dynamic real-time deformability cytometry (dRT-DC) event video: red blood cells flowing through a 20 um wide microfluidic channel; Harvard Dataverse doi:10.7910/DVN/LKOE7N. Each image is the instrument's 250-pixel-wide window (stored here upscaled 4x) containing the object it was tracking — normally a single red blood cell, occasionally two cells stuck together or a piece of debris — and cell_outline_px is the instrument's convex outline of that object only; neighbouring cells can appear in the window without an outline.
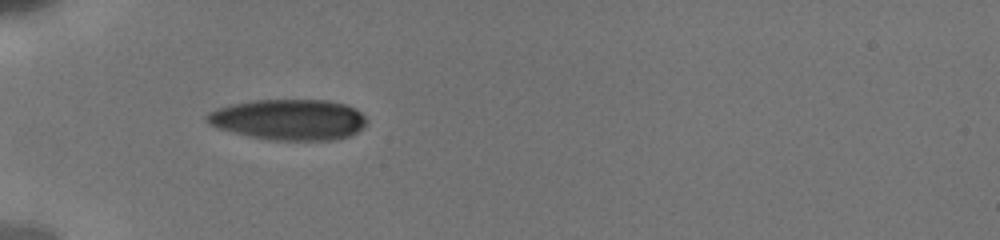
{"species": "human", "species_latin": "Homo sapiens", "temperature_condition": "cold", "stored_images_in_passage": 34, "camera_frame_rate_fps": 3000, "um_per_image_px": 0.085, "donor": {"sex": "male"}, "frame": {"image": 1, "passage_image": 1, "time_ms": 0.0, "image_size_px": [1000, 240], "cell_outline_px": [[368, 120], [364, 128], [352, 136], [336, 140], [268, 140], [232, 132], [216, 128], [208, 124], [204, 120], [204, 116], [208, 112], [216, 108], [232, 104], [256, 100], [328, 100], [344, 104], [356, 108]], "centroid_in_image_um": [24.56, 10.17], "position_along_channel_um": 60.4, "area_um2": 38.49}}
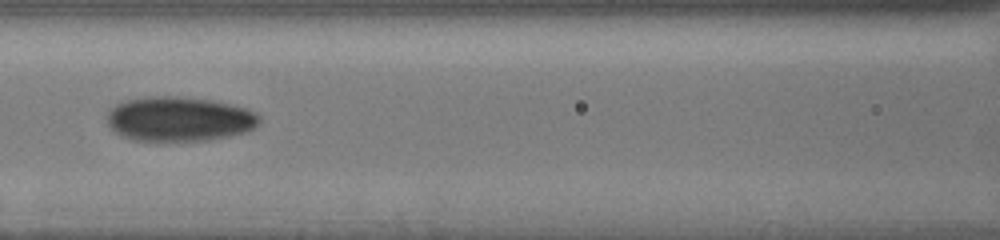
{"frame": {"image": 2, "passage_image": 24, "time_ms": 2.667, "image_size_px": [1000, 240], "cell_outline_px": [[260, 120], [248, 132], [232, 136], [208, 140], [132, 140], [120, 136], [108, 124], [108, 108], [124, 100], [148, 96], [176, 96], [212, 100], [248, 108], [256, 112], [260, 116]], "centroid_in_image_um": [15.24, 10.1], "position_along_channel_um": 151.4, "area_um2": 39.82}}
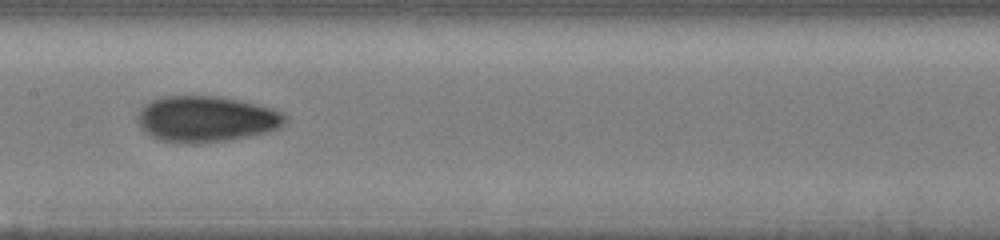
{"frame": {"image": 3, "passage_image": 33, "time_ms": 3.667, "image_size_px": [1000, 240], "cell_outline_px": [[288, 120], [280, 128], [268, 132], [228, 140], [200, 144], [172, 144], [156, 140], [148, 136], [140, 128], [136, 120], [136, 116], [140, 108], [144, 104], [160, 96], [220, 96], [240, 100], [272, 108], [288, 116]], "centroid_in_image_um": [17.46, 10.14], "position_along_channel_um": 189.9, "area_um2": 40.58}}